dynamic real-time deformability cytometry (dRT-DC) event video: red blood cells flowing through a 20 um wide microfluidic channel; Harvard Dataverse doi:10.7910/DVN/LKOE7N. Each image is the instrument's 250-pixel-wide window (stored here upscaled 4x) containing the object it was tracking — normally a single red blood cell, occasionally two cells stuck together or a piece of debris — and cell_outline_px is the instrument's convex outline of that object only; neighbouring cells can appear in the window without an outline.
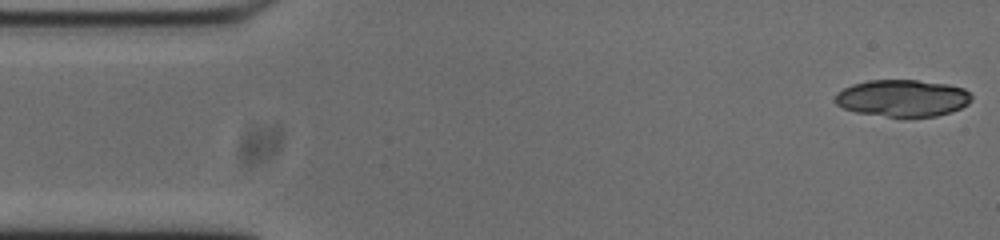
{"species": "common noctule bat (a hibernating species)", "species_latin": "Nyctalus noctula", "temperature_condition": "cold", "stored_images_in_passage": 15, "camera_frame_rate_fps": 3000, "um_per_image_px": 0.085, "animal": {"sex": "male", "body_mass_g": 20.0, "forearm_length_mm": 53.3}, "frame": {"image": 1, "passage_image": 1, "time_ms": 0.0, "image_size_px": [1000, 240], "cell_outline_px": [[972, 100], [968, 104], [952, 112], [936, 116], [888, 116], [856, 112], [844, 108], [836, 104], [832, 100], [844, 88], [852, 84], [868, 80], [916, 80], [948, 84], [964, 88], [972, 96]], "centroid_in_image_um": [76.73, 8.33], "position_along_channel_um": 8.3, "area_um2": 29.25}}